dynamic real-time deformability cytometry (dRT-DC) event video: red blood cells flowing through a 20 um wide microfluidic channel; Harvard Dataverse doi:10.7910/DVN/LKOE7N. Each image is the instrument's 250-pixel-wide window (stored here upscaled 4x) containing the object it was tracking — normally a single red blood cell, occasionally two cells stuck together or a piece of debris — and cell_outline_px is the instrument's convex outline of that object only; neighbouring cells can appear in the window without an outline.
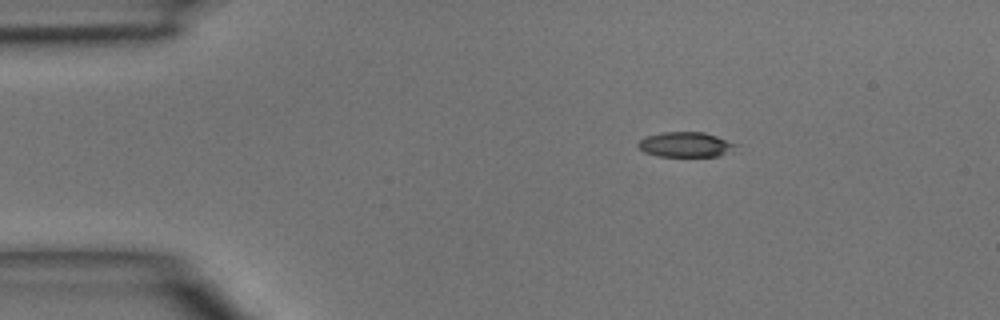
{"species": "common noctule bat (a hibernating species)", "species_latin": "Nyctalus noctula", "temperature_condition": "room temperature", "stored_images_in_passage": 5, "camera_frame_rate_fps": 3000, "um_per_image_px": 0.085, "animal": {"sex": "male", "body_mass_g": 15.6}, "frame": {"image": 1, "passage_image": 1, "time_ms": 0.0, "image_size_px": [1000, 320], "cell_outline_px": [[736, 144], [720, 156], [656, 156], [644, 152], [636, 144], [644, 136], [664, 132], [704, 132], [716, 136]], "centroid_in_image_um": [58.17, 12.28], "position_along_channel_um": 26.8, "area_um2": 13.93}}
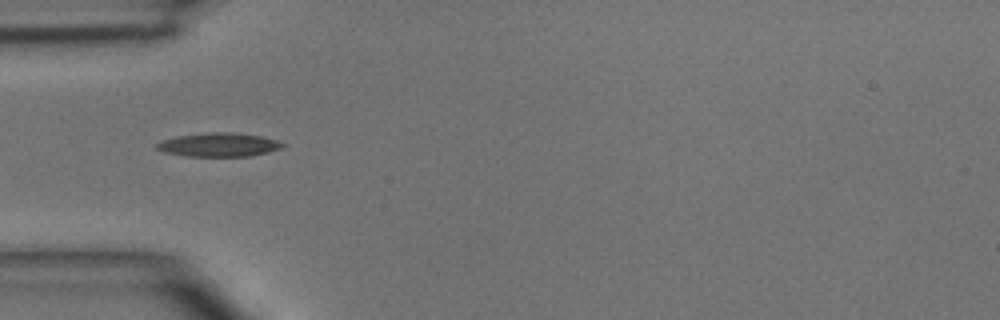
{"frame": {"image": 2, "passage_image": 3, "time_ms": 2.333, "image_size_px": [1000, 320], "cell_outline_px": [[288, 144], [284, 148], [252, 156], [188, 156], [164, 152], [156, 148], [156, 144], [160, 140], [176, 136], [208, 132], [232, 132], [260, 136], [276, 140]], "centroid_in_image_um": [18.63, 12.3], "position_along_channel_um": 66.4, "area_um2": 17.57}}